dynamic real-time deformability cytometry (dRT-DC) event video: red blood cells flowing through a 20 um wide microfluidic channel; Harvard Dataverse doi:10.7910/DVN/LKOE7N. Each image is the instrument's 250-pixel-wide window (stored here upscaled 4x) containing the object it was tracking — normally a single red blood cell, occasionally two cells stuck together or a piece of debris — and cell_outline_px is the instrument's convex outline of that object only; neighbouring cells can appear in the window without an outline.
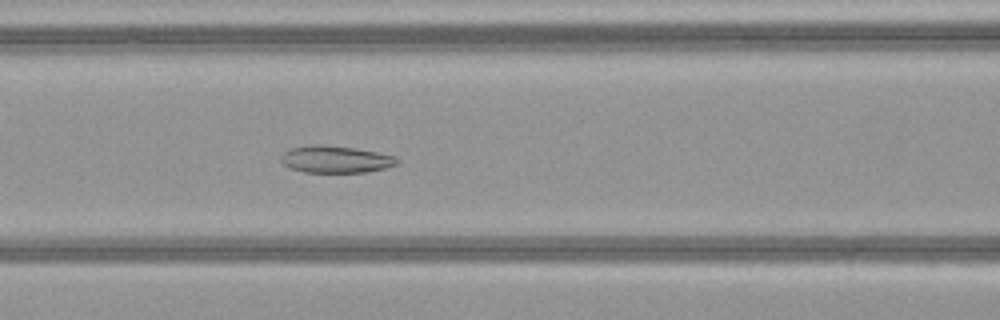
{"species": "common noctule bat (a hibernating species)", "species_latin": "Nyctalus noctula", "temperature_condition": "warm", "stored_images_in_passage": 52, "camera_frame_rate_fps": 3000, "um_per_image_px": 0.085, "animal": {"sex": "female", "body_mass_g": 21.9}, "frame": {"image": 1, "passage_image": 23, "time_ms": 7.333, "image_size_px": [1000, 320], "cell_outline_px": [[400, 164], [368, 172], [304, 172], [292, 168], [284, 164], [280, 160], [280, 156], [288, 148], [308, 144], [324, 144], [352, 148], [376, 152], [396, 156], [400, 160]], "centroid_in_image_um": [28.52, 13.53], "position_along_channel_um": 138.1, "area_um2": 18.5}}
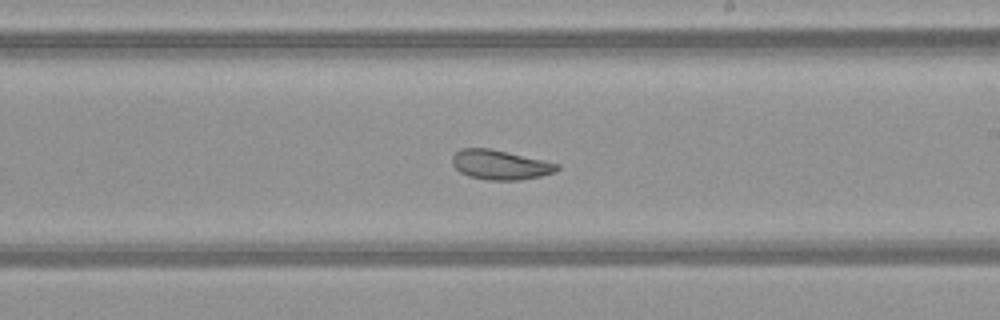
{"frame": {"image": 2, "passage_image": 31, "time_ms": 10.0, "image_size_px": [1000, 320], "cell_outline_px": [[560, 168], [556, 172], [540, 176], [520, 180], [488, 180], [468, 176], [460, 172], [452, 164], [452, 156], [460, 148], [488, 148], [544, 160], [560, 164]], "centroid_in_image_um": [42.52, 14.01], "position_along_channel_um": 246.5, "area_um2": 18.09}}
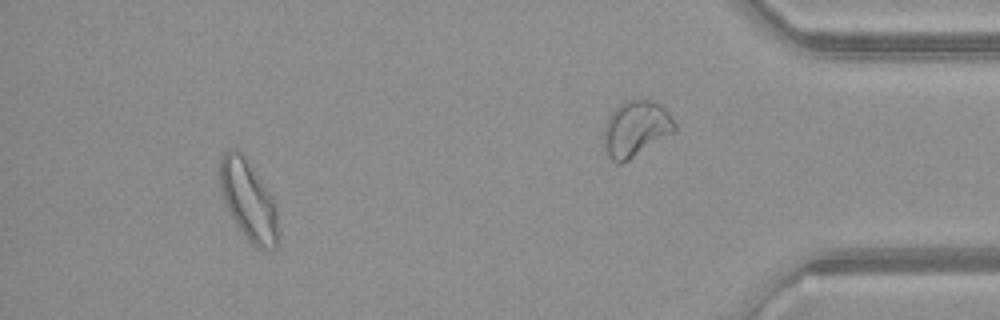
{"frame": {"image": 3, "passage_image": 48, "time_ms": 15.667, "image_size_px": [1000, 320], "cell_outline_px": [[280, 240], [276, 248], [256, 248], [248, 240], [236, 224], [224, 204], [220, 188], [220, 156], [228, 148], [236, 148], [244, 156], [272, 196], [276, 204], [280, 236]], "centroid_in_image_um": [21.13, 17.05], "position_along_channel_um": 414.1, "area_um2": 27.46}, "authors_computed_cell_mechanics": {"area_um2": 23.8425, "velocity_mm_per_s": 4.072, "shape_relaxation_time_tau1_ms": null, "shape_relaxation_time_tau2_ms": 4.1975, "deformation_change_tau1": null, "deformation_change_tau2": 0.1035}}